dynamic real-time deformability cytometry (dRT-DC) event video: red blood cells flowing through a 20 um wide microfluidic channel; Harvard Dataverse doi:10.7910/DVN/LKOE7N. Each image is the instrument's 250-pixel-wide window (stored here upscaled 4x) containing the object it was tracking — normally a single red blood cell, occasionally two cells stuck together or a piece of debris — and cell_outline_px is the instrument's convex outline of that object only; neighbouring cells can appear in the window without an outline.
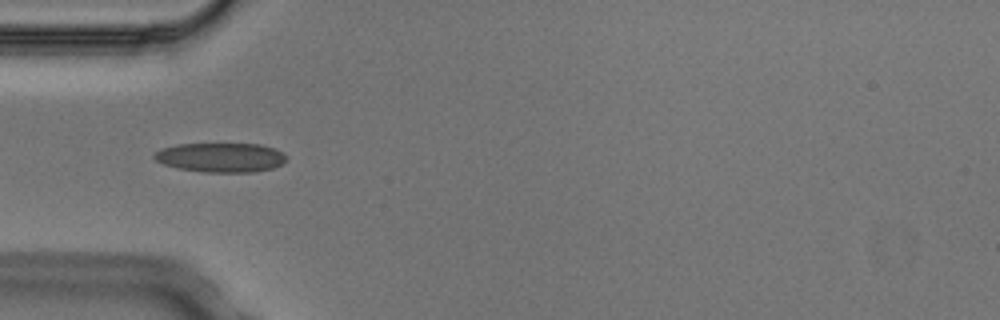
{"species": "Egyptian fruit bat (a non-hibernating species)", "species_latin": "Rousettus aegyptiacus", "temperature_condition": "cold", "stored_images_in_passage": 7, "camera_frame_rate_fps": 3000, "um_per_image_px": 0.085, "animal": {"sex": "male"}, "frame": {"image": 1, "passage_image": 4, "time_ms": 1.0, "image_size_px": [1000, 320], "cell_outline_px": [[288, 160], [284, 164], [272, 168], [252, 172], [204, 172], [176, 168], [164, 164], [156, 160], [152, 156], [156, 152], [164, 148], [176, 144], [260, 144], [276, 148], [284, 152], [288, 156]], "centroid_in_image_um": [18.84, 13.38], "position_along_channel_um": 66.2, "area_um2": 22.83}}
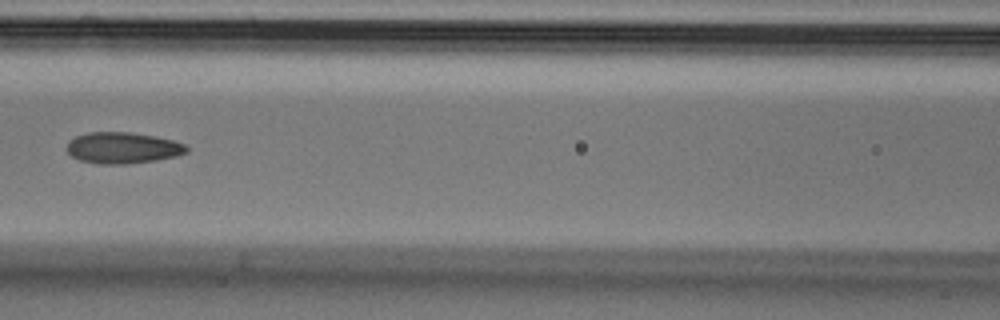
{"frame": {"image": 2, "passage_image": 6, "time_ms": 1.667, "image_size_px": [1000, 320], "cell_outline_px": [[188, 152], [176, 156], [156, 160], [124, 164], [100, 164], [80, 160], [72, 156], [68, 152], [68, 140], [76, 136], [88, 132], [128, 132], [156, 136], [188, 144]], "centroid_in_image_um": [10.46, 12.56], "position_along_channel_um": 156.1, "area_um2": 21.85}}
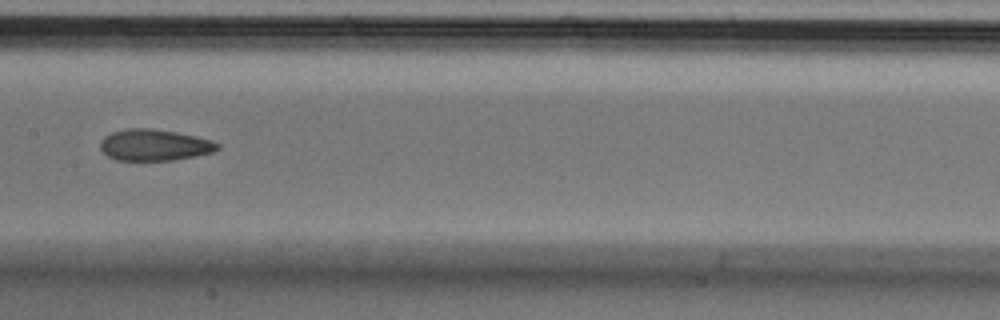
{"frame": {"image": 3, "passage_image": 7, "time_ms": 2.0, "image_size_px": [1000, 320], "cell_outline_px": [[220, 148], [212, 152], [196, 156], [172, 160], [116, 160], [108, 156], [100, 148], [100, 144], [104, 136], [112, 132], [128, 128], [152, 128], [176, 132], [196, 136], [212, 140], [220, 144]], "centroid_in_image_um": [13.14, 12.32], "position_along_channel_um": 194.3, "area_um2": 21.44}}